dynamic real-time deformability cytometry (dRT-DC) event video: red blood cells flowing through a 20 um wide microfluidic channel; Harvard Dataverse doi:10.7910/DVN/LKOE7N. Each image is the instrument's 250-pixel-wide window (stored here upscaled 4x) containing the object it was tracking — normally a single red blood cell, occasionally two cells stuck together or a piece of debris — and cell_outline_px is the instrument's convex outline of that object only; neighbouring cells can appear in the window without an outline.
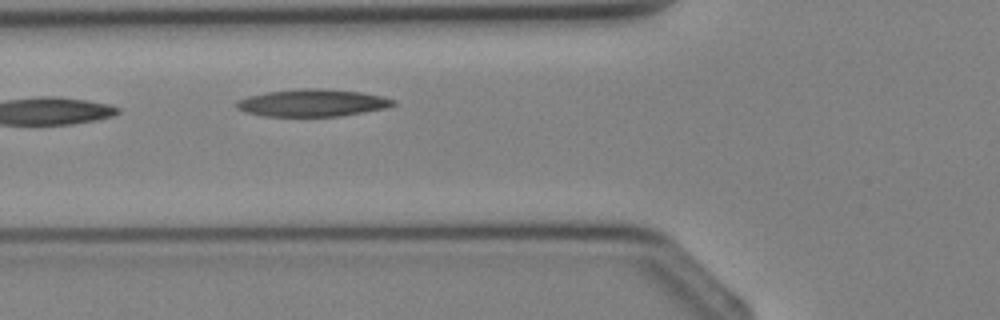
{"species": "Egyptian fruit bat (a non-hibernating species)", "species_latin": "Rousettus aegyptiacus", "temperature_condition": "cold", "stored_images_in_passage": 4, "camera_frame_rate_fps": 3000, "um_per_image_px": 0.085, "animal": {"sex": "female"}, "frame": {"image": 1, "passage_image": 4, "time_ms": 3.333, "image_size_px": [1000, 320], "cell_outline_px": [[396, 104], [388, 108], [340, 116], [264, 116], [244, 112], [236, 108], [236, 100], [248, 96], [264, 92], [300, 88], [324, 88], [360, 92], [384, 96], [396, 100]], "centroid_in_image_um": [26.56, 8.73], "position_along_channel_um": 99.2, "area_um2": 25.26}}